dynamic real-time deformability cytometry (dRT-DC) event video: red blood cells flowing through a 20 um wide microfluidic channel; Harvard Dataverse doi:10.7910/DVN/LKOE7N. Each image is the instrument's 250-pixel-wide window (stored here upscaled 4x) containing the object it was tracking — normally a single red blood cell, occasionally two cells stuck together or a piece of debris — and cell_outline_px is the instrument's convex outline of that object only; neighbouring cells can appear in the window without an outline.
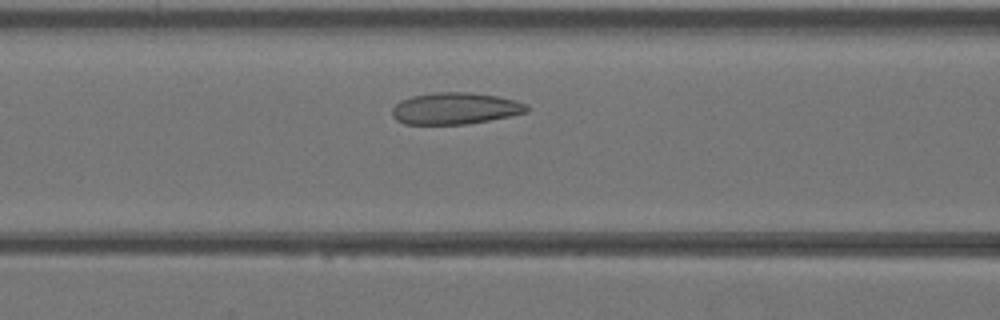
{"species": "Egyptian fruit bat (a non-hibernating species)", "species_latin": "Rousettus aegyptiacus", "temperature_condition": "warm", "stored_images_in_passage": 33, "camera_frame_rate_fps": 3000, "um_per_image_px": 0.085, "animal": {"sex": "female"}, "frame": {"image": 1, "passage_image": 9, "time_ms": 2.667, "image_size_px": [1000, 320], "cell_outline_px": [[528, 112], [468, 124], [404, 124], [396, 120], [392, 116], [392, 108], [400, 100], [412, 96], [432, 92], [472, 92], [496, 96], [516, 100], [528, 104]], "centroid_in_image_um": [38.67, 9.21], "position_along_channel_um": 127.9, "area_um2": 24.97}}
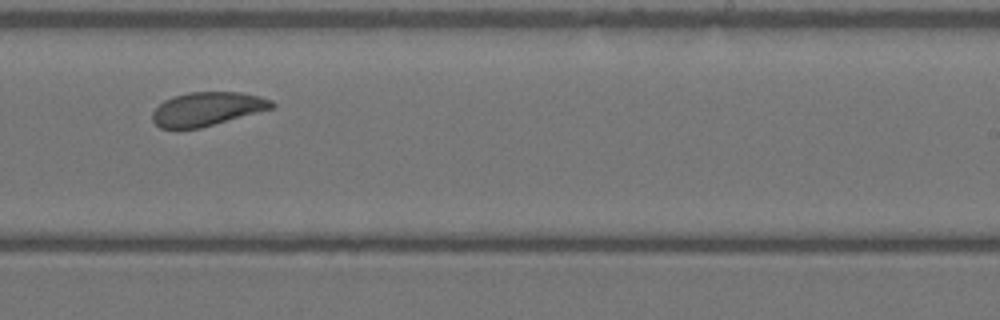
{"frame": {"image": 2, "passage_image": 18, "time_ms": 5.667, "image_size_px": [1000, 320], "cell_outline_px": [[276, 104], [272, 108], [200, 128], [160, 128], [152, 120], [152, 112], [164, 100], [172, 96], [188, 92], [240, 92], [260, 96], [272, 100]], "centroid_in_image_um": [17.59, 9.24], "position_along_channel_um": 271.4, "area_um2": 23.29}}
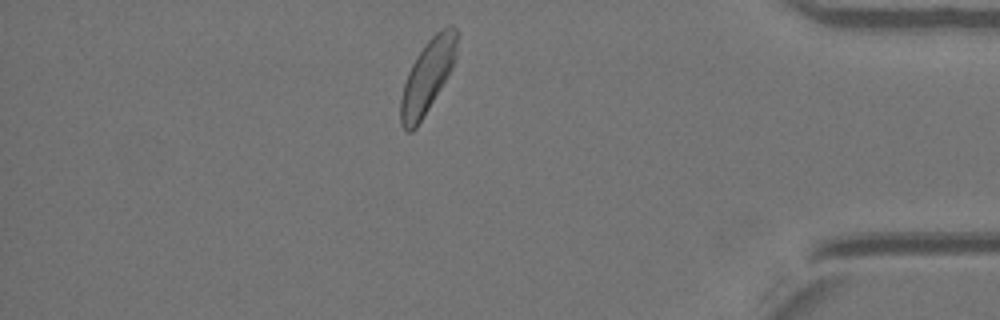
{"frame": {"image": 3, "passage_image": 28, "time_ms": 9.0, "image_size_px": [1000, 320], "cell_outline_px": [[460, 32], [456, 56], [452, 68], [448, 76], [416, 128], [412, 132], [408, 132], [400, 124], [400, 100], [404, 84], [408, 72], [416, 56], [428, 40], [440, 28], [452, 24]], "centroid_in_image_um": [36.37, 6.43], "position_along_channel_um": 398.8, "area_um2": 24.1}}